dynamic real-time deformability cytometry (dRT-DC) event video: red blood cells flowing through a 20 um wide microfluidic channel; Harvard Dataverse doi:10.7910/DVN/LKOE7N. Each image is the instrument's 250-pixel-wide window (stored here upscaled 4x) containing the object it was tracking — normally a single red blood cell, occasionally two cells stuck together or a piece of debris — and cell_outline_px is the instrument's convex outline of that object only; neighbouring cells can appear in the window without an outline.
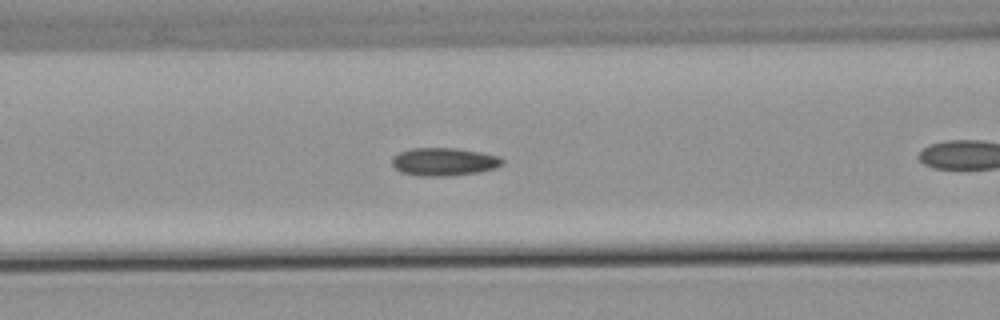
{"species": "common noctule bat (a hibernating species)", "species_latin": "Nyctalus noctula", "temperature_condition": "warm", "stored_images_in_passage": 30, "camera_frame_rate_fps": 3000, "um_per_image_px": 0.085, "animal": {"sex": "male", "body_mass_g": 21.5, "forearm_length_mm": 52.0}, "frame": {"image": 1, "passage_image": 9, "time_ms": 2.667, "image_size_px": [1000, 320], "cell_outline_px": [[504, 164], [496, 168], [476, 172], [448, 176], [420, 176], [404, 172], [396, 168], [392, 164], [392, 156], [400, 152], [412, 148], [456, 148], [480, 152], [496, 156], [504, 160]], "centroid_in_image_um": [37.74, 13.74], "position_along_channel_um": 128.9, "area_um2": 17.8}}
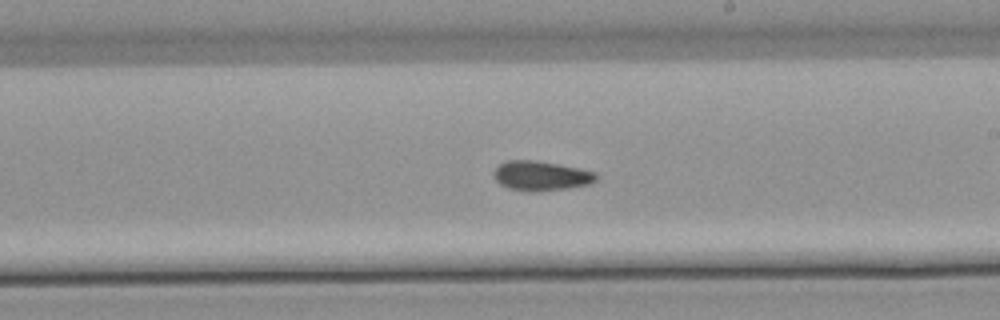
{"frame": {"image": 2, "passage_image": 18, "time_ms": 5.667, "image_size_px": [1000, 320], "cell_outline_px": [[596, 180], [588, 184], [568, 188], [540, 192], [528, 192], [508, 188], [500, 184], [496, 180], [492, 172], [504, 160], [532, 160], [580, 168], [596, 172]], "centroid_in_image_um": [45.96, 14.95], "position_along_channel_um": 243.0, "area_um2": 17.74}}
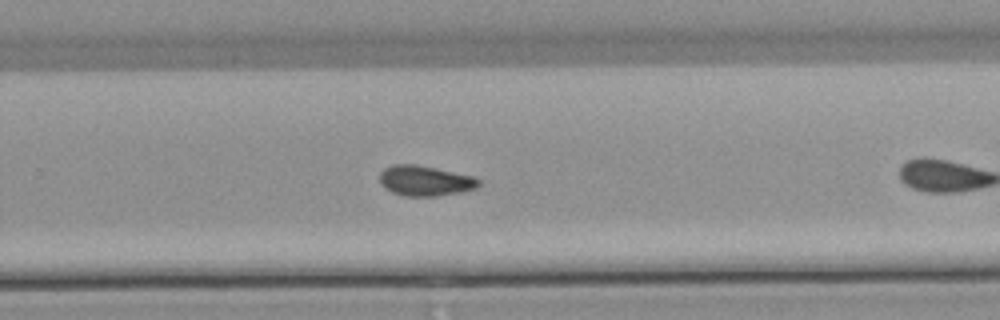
{"frame": {"image": 3, "passage_image": 22, "time_ms": 7.0, "image_size_px": [1000, 320], "cell_outline_px": [[480, 184], [476, 188], [460, 192], [436, 196], [404, 196], [392, 192], [380, 180], [380, 172], [384, 168], [392, 164], [416, 164], [472, 176], [480, 180]], "centroid_in_image_um": [36.14, 15.36], "position_along_channel_um": 293.7, "area_um2": 17.22}}